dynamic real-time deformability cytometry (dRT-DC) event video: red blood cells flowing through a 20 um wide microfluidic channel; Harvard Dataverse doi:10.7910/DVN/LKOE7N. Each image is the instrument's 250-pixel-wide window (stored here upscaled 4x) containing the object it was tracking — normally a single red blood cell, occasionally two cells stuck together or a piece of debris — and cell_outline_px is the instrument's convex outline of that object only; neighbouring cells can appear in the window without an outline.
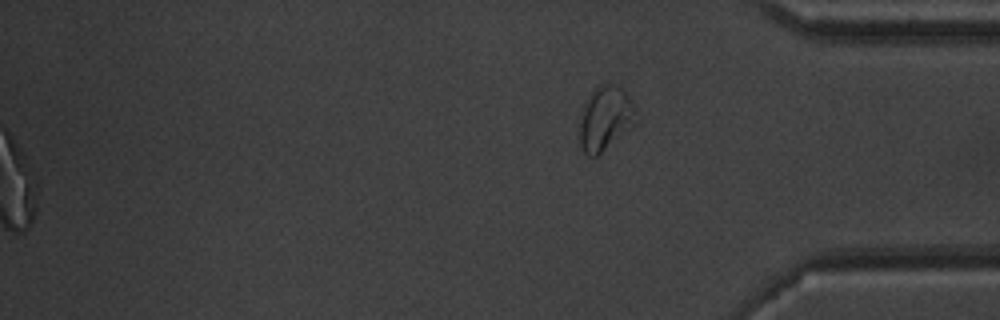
{"species": "common noctule bat (a hibernating species)", "species_latin": "Nyctalus noctula", "temperature_condition": "warm", "stored_images_in_passage": 44, "segment_of_instrument_passage": [2, 2], "camera_frame_rate_fps": 3000, "um_per_image_px": 0.085, "animal": {"sex": "male", "body_mass_g": 20.1, "forearm_length_mm": 53.5}, "frame": {"image": 1, "passage_image": 44, "time_ms": 14.333, "image_size_px": [1000, 320], "cell_outline_px": [[640, 120], [596, 156], [588, 156], [584, 152], [580, 144], [580, 120], [584, 104], [592, 88], [600, 84], [616, 84], [628, 96], [636, 108], [640, 116]], "centroid_in_image_um": [51.48, 10.03], "position_along_channel_um": 383.7, "area_um2": 21.21}}